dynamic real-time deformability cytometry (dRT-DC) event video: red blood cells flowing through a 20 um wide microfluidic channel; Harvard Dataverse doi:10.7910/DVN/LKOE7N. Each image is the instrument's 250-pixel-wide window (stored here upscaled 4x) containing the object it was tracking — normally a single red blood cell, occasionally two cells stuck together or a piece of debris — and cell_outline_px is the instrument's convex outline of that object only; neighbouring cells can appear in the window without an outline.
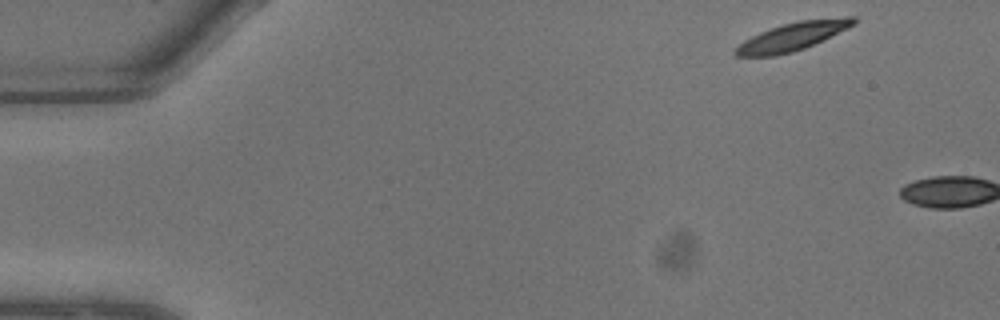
{"species": "common noctule bat (a hibernating species)", "species_latin": "Nyctalus noctula", "temperature_condition": "warm", "stored_images_in_passage": 2, "camera_frame_rate_fps": 3000, "um_per_image_px": 0.085, "animal": {"sex": "male", "body_mass_g": 13.3}, "frame": {"image": 1, "passage_image": 1, "time_ms": 0.0, "image_size_px": [1000, 320], "cell_outline_px": [[860, 20], [856, 24], [848, 28], [804, 48], [792, 52], [776, 56], [736, 56], [732, 52], [744, 40], [760, 32], [784, 24], [800, 20], [844, 16], [856, 16]], "centroid_in_image_um": [67.43, 3.08], "position_along_channel_um": 17.6, "area_um2": 19.36}}